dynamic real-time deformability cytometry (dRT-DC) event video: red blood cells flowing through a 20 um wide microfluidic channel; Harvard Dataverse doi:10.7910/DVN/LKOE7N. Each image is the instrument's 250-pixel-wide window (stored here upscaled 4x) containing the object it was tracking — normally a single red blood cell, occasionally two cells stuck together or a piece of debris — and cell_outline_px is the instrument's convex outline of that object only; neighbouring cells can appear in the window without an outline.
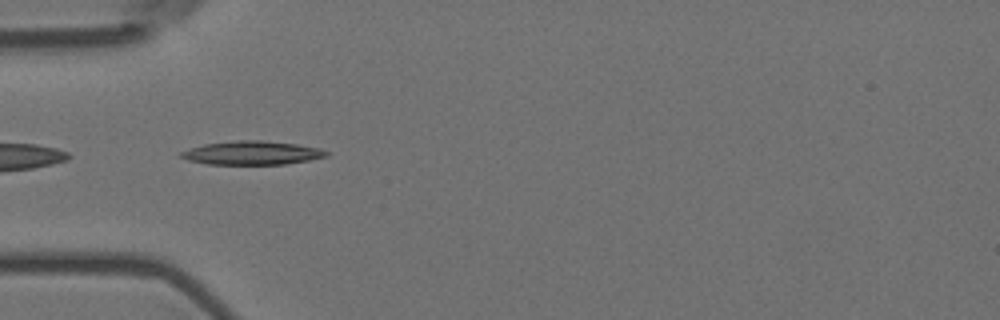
{"species": "Egyptian fruit bat (a non-hibernating species)", "species_latin": "Rousettus aegyptiacus", "temperature_condition": "room temperature", "stored_images_in_passage": 40, "camera_frame_rate_fps": 3000, "um_per_image_px": 0.085, "animal": {"sex": "female"}, "frame": {"image": 1, "passage_image": 1, "time_ms": 0.0, "image_size_px": [1000, 320], "cell_outline_px": [[328, 156], [308, 160], [284, 164], [208, 164], [188, 160], [180, 156], [180, 152], [204, 144], [236, 140], [260, 140], [296, 144], [320, 148], [328, 152]], "centroid_in_image_um": [21.43, 12.99], "position_along_channel_um": 63.6, "area_um2": 19.83}}
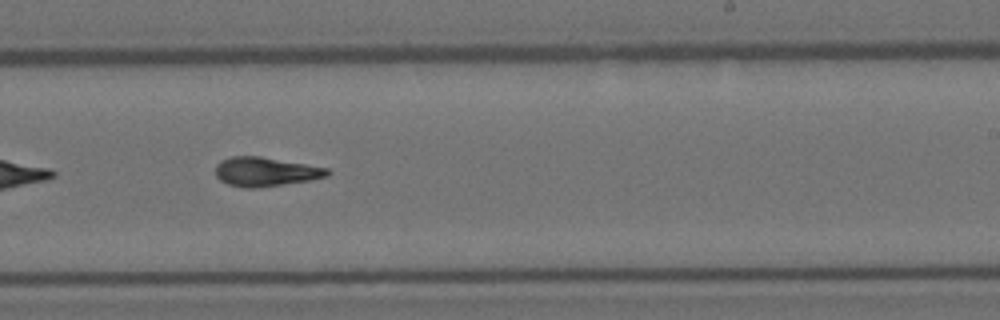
{"frame": {"image": 2, "passage_image": 18, "time_ms": 5.667, "image_size_px": [1000, 320], "cell_outline_px": [[332, 172], [328, 176], [308, 180], [284, 184], [256, 188], [244, 188], [228, 184], [220, 180], [216, 176], [216, 164], [220, 160], [232, 156], [260, 156], [328, 168]], "centroid_in_image_um": [22.55, 14.59], "position_along_channel_um": 266.5, "area_um2": 18.96}}
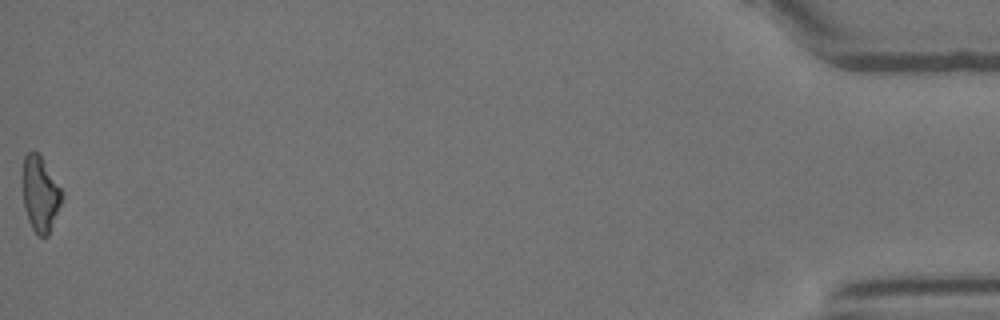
{"frame": {"image": 3, "passage_image": 40, "time_ms": 13.0, "image_size_px": [1000, 320], "cell_outline_px": [[60, 204], [48, 236], [36, 236], [28, 220], [24, 208], [24, 156], [28, 152], [40, 152], [60, 188]], "centroid_in_image_um": [3.41, 16.49], "position_along_channel_um": 431.8, "area_um2": 16.7}, "authors_computed_cell_mechanics": {"area_um2": 18.5827, "velocity_mm_per_s": 3.5936, "shape_relaxation_time_tau1_ms": 10.5548, "shape_relaxation_time_tau2_ms": 5.7742, "deformation_change_tau1": 0.2781, "deformation_change_tau2": 0.1574}}